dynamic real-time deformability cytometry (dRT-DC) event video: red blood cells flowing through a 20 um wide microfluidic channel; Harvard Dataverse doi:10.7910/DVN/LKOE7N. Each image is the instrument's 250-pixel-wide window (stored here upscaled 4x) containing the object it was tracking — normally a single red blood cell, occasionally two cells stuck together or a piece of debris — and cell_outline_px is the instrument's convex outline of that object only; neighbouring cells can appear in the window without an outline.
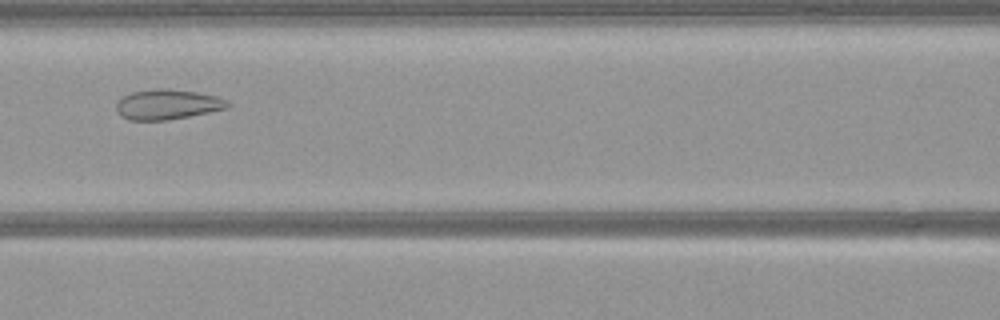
{"species": "common noctule bat (a hibernating species)", "species_latin": "Nyctalus noctula", "temperature_condition": "warm", "stored_images_in_passage": 45, "camera_frame_rate_fps": 3000, "um_per_image_px": 0.085, "animal": {"sex": "female", "body_mass_g": 21.9}, "frame": {"image": 1, "passage_image": 15, "time_ms": 4.667, "image_size_px": [1000, 320], "cell_outline_px": [[228, 108], [168, 120], [128, 120], [120, 116], [116, 108], [116, 104], [124, 96], [132, 92], [156, 88], [168, 88], [196, 92], [216, 96], [224, 100], [228, 104]], "centroid_in_image_um": [14.19, 8.87], "position_along_channel_um": 152.4, "area_um2": 19.31}}
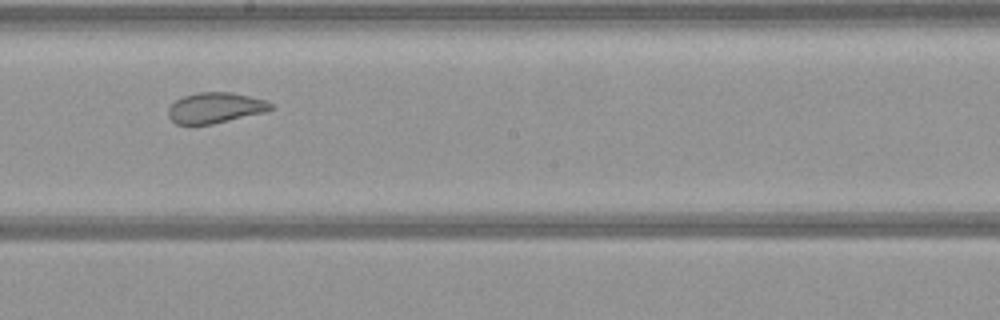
{"frame": {"image": 2, "passage_image": 21, "time_ms": 6.667, "image_size_px": [1000, 320], "cell_outline_px": [[276, 108], [264, 112], [212, 124], [176, 124], [168, 116], [168, 108], [176, 100], [184, 96], [196, 92], [232, 92], [264, 100], [276, 104]], "centroid_in_image_um": [18.32, 9.15], "position_along_channel_um": 229.9, "area_um2": 18.26}}
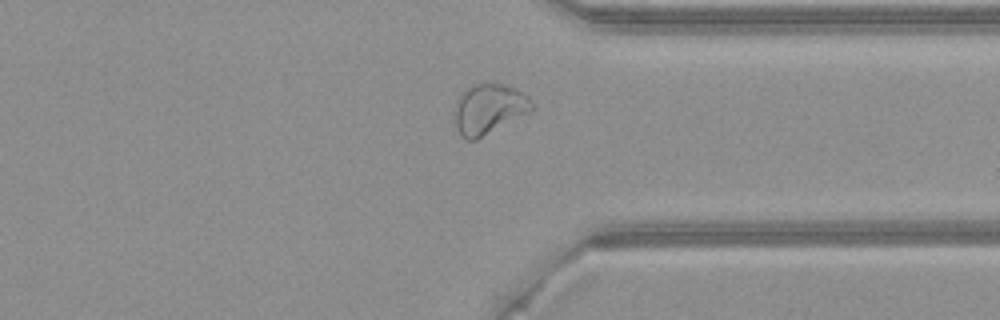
{"frame": {"image": 3, "passage_image": 32, "time_ms": 10.333, "image_size_px": [1000, 320], "cell_outline_px": [[536, 108], [476, 140], [464, 140], [460, 136], [456, 128], [456, 100], [464, 88], [488, 80], [504, 84], [516, 88], [528, 96], [536, 104]], "centroid_in_image_um": [41.57, 9.22], "position_along_channel_um": 369.8, "area_um2": 23.0}}